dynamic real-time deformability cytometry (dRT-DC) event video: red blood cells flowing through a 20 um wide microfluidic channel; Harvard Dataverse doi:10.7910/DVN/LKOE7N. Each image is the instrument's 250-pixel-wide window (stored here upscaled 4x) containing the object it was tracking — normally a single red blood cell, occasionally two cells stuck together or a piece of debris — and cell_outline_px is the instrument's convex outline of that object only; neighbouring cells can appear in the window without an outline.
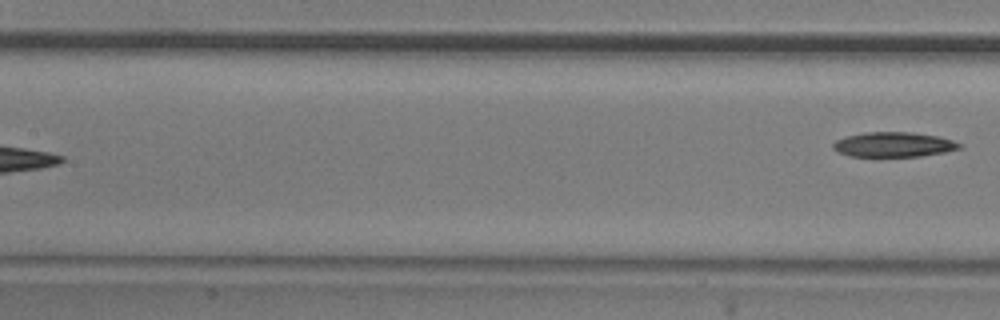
{"species": "common noctule bat (a hibernating species)", "species_latin": "Nyctalus noctula", "temperature_condition": "room temperature", "stored_images_in_passage": 8, "segment_of_instrument_passage": [2, 2], "camera_frame_rate_fps": 3000, "um_per_image_px": 0.085, "animal": {"sex": "male", "body_mass_g": 20.5, "forearm_length_mm": 52.5}, "frame": {"image": 1, "passage_image": 8, "time_ms": 2.333, "image_size_px": [1000, 320], "cell_outline_px": [[964, 148], [944, 152], [920, 156], [848, 156], [832, 148], [832, 144], [836, 140], [844, 136], [864, 132], [912, 132], [936, 136], [952, 140], [964, 144]], "centroid_in_image_um": [75.97, 12.28], "position_along_channel_um": 131.4, "area_um2": 18.38}}